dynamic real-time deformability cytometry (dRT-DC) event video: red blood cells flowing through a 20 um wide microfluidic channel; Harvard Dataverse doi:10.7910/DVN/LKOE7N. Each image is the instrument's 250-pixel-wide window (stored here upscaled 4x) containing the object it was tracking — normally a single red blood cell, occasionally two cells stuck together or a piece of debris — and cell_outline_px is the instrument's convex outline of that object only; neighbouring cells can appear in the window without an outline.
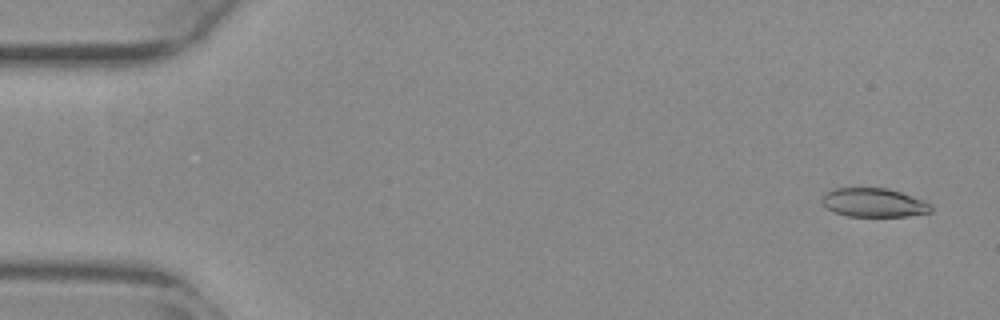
{"species": "common noctule bat (a hibernating species)", "species_latin": "Nyctalus noctula", "temperature_condition": "warm", "stored_images_in_passage": 53, "camera_frame_rate_fps": 3000, "um_per_image_px": 0.085, "animal": {"sex": "female", "body_mass_g": 29.2, "forearm_length_mm": 56.3}, "frame": {"image": 1, "passage_image": 1, "time_ms": 0.0, "image_size_px": [1000, 320], "cell_outline_px": [[932, 212], [908, 216], [848, 216], [832, 212], [820, 200], [824, 192], [836, 188], [888, 188], [924, 200], [932, 204]], "centroid_in_image_um": [74.27, 17.22], "position_along_channel_um": 10.7, "area_um2": 18.44}}
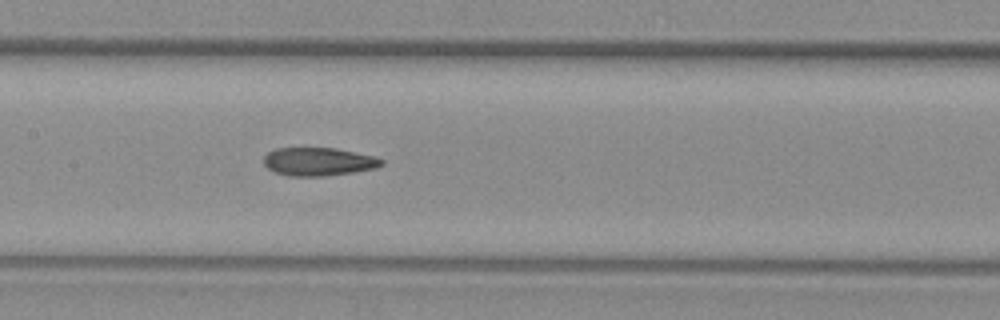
{"frame": {"image": 2, "passage_image": 25, "time_ms": 8.0, "image_size_px": [1000, 320], "cell_outline_px": [[384, 164], [376, 168], [352, 172], [324, 176], [288, 176], [276, 172], [268, 168], [264, 164], [264, 156], [268, 152], [276, 148], [336, 148], [376, 156], [384, 160]], "centroid_in_image_um": [27.1, 13.73], "position_along_channel_um": 180.3, "area_um2": 19.42}}
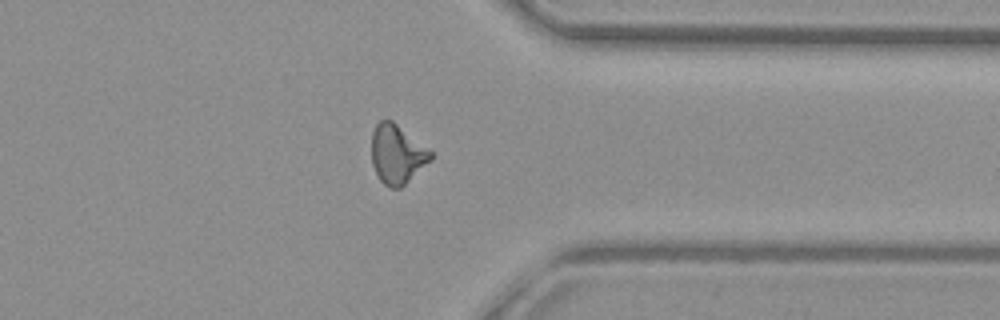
{"frame": {"image": 3, "passage_image": 41, "time_ms": 13.333, "image_size_px": [1000, 320], "cell_outline_px": [[432, 160], [400, 188], [392, 188], [384, 184], [380, 180], [372, 164], [372, 132], [376, 124], [380, 120], [392, 120], [432, 152]], "centroid_in_image_um": [33.74, 13.11], "position_along_channel_um": 377.7, "area_um2": 20.11}, "authors_computed_cell_mechanics": {"area_um2": 19.8832, "velocity_mm_per_s": 3.8244, "shape_relaxation_time_tau1_ms": null, "shape_relaxation_time_tau2_ms": 2.5775, "deformation_change_tau1": null, "deformation_change_tau2": 0.1063}}